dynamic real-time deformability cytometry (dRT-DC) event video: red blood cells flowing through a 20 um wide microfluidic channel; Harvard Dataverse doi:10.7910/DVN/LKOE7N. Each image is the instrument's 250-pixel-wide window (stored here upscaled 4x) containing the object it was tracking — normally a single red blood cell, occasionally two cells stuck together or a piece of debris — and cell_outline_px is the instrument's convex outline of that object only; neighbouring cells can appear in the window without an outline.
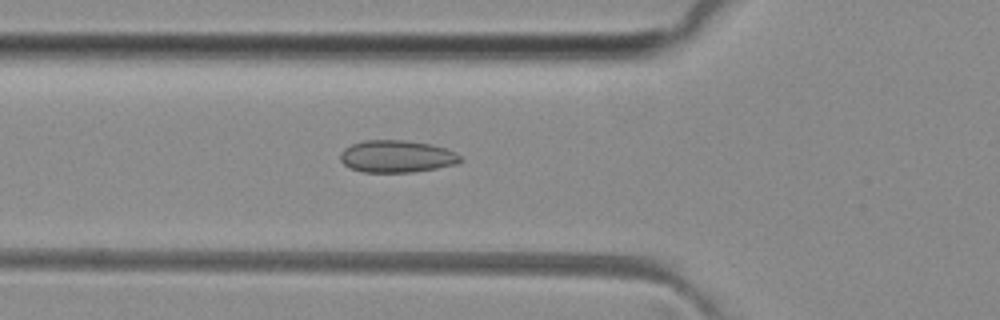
{"species": "common noctule bat (a hibernating species)", "species_latin": "Nyctalus noctula", "temperature_condition": "room temperature", "stored_images_in_passage": 49, "camera_frame_rate_fps": 3000, "um_per_image_px": 0.085, "animal": {"sex": "female", "body_mass_g": 29.2, "forearm_length_mm": 56.3}, "frame": {"image": 1, "passage_image": 17, "time_ms": 5.333, "image_size_px": [1000, 320], "cell_outline_px": [[464, 160], [460, 164], [412, 172], [364, 172], [352, 168], [344, 164], [340, 160], [340, 152], [344, 148], [352, 144], [364, 140], [404, 140], [432, 144], [456, 152]], "centroid_in_image_um": [33.76, 13.29], "position_along_channel_um": 92.0, "area_um2": 22.66}}
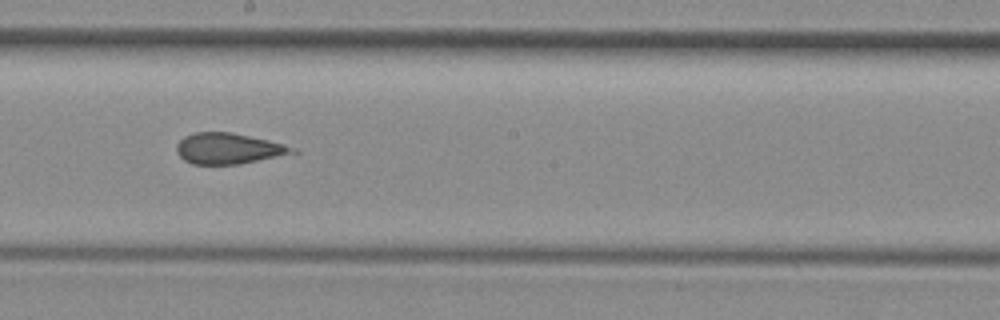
{"frame": {"image": 2, "passage_image": 27, "time_ms": 8.667, "image_size_px": [1000, 320], "cell_outline_px": [[300, 152], [240, 164], [192, 164], [184, 160], [176, 152], [176, 144], [184, 136], [196, 132], [232, 132], [268, 140], [284, 144], [296, 148]], "centroid_in_image_um": [19.42, 12.62], "position_along_channel_um": 228.8, "area_um2": 20.92}}
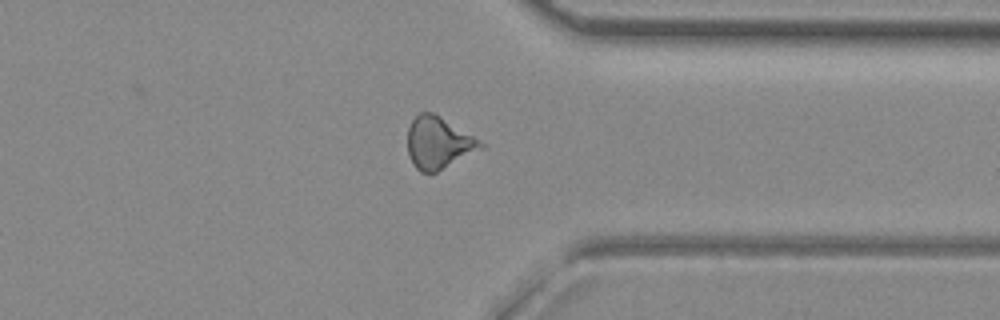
{"frame": {"image": 3, "passage_image": 38, "time_ms": 12.333, "image_size_px": [1000, 320], "cell_outline_px": [[488, 144], [484, 148], [436, 172], [420, 172], [412, 164], [408, 156], [408, 128], [412, 120], [420, 112], [432, 112], [440, 116]], "centroid_in_image_um": [37.29, 12.14], "position_along_channel_um": 374.1, "area_um2": 22.25}, "authors_computed_cell_mechanics": {"area_um2": 22.0218, "velocity_mm_per_s": 4.0858, "shape_relaxation_time_tau1_ms": null, "shape_relaxation_time_tau2_ms": 1.8837, "deformation_change_tau1": null, "deformation_change_tau2": 0.0986}}